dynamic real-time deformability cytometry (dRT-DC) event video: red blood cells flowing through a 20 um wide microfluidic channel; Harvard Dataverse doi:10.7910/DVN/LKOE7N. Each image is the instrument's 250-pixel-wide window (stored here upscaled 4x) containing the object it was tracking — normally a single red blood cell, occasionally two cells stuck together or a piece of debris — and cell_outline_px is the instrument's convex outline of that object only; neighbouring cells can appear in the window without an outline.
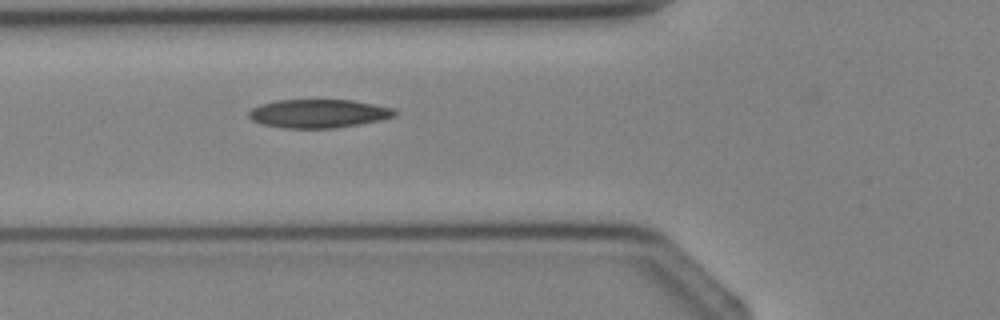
{"species": "Egyptian fruit bat (a non-hibernating species)", "species_latin": "Rousettus aegyptiacus", "temperature_condition": "cold", "stored_images_in_passage": 2, "camera_frame_rate_fps": 3000, "um_per_image_px": 0.085, "animal": {"sex": "female"}, "frame": {"image": 1, "passage_image": 2, "time_ms": 1.333, "image_size_px": [1000, 320], "cell_outline_px": [[396, 112], [392, 116], [380, 120], [360, 124], [336, 128], [284, 128], [260, 124], [252, 120], [248, 116], [248, 112], [252, 108], [260, 104], [276, 100], [352, 100], [392, 108]], "centroid_in_image_um": [27.0, 9.65], "position_along_channel_um": 98.8, "area_um2": 24.16}}